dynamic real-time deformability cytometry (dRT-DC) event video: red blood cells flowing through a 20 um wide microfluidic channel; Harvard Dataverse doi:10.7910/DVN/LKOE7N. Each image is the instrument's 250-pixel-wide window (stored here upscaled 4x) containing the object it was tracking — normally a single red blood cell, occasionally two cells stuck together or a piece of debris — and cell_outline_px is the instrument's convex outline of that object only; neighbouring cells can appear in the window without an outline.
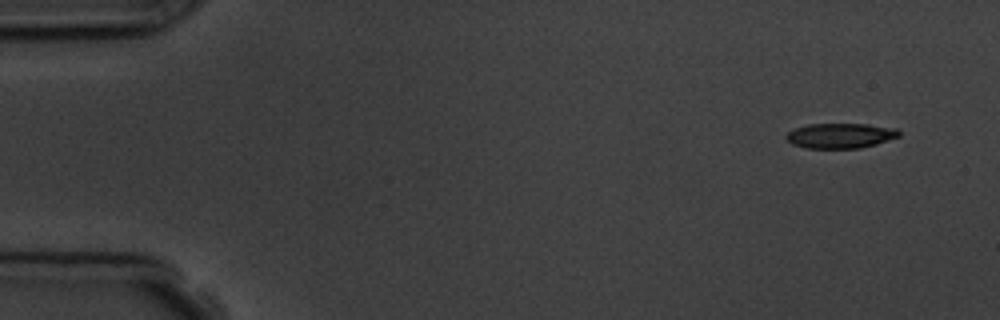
{"species": "common noctule bat (a hibernating species)", "species_latin": "Nyctalus noctula", "temperature_condition": "room temperature", "stored_images_in_passage": 6, "camera_frame_rate_fps": 3000, "um_per_image_px": 0.085, "animal": {"sex": "male", "body_mass_g": 19.5, "forearm_length_mm": 54.6}, "frame": {"image": 1, "passage_image": 1, "time_ms": 0.0, "image_size_px": [1000, 320], "cell_outline_px": [[900, 136], [876, 144], [860, 148], [808, 148], [792, 144], [784, 136], [788, 132], [796, 128], [808, 124], [868, 124], [896, 128], [900, 132]], "centroid_in_image_um": [71.44, 11.53], "position_along_channel_um": 13.6, "area_um2": 16.42}}
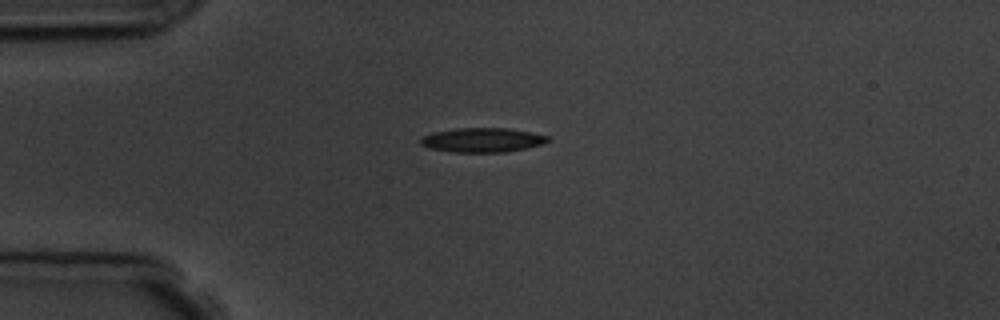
{"frame": {"image": 2, "passage_image": 4, "time_ms": 3.333, "image_size_px": [1000, 320], "cell_outline_px": [[552, 140], [544, 144], [504, 152], [452, 152], [428, 148], [420, 144], [420, 140], [424, 136], [432, 132], [456, 128], [508, 128], [548, 136]], "centroid_in_image_um": [40.99, 11.9], "position_along_channel_um": 44.0, "area_um2": 18.03}}